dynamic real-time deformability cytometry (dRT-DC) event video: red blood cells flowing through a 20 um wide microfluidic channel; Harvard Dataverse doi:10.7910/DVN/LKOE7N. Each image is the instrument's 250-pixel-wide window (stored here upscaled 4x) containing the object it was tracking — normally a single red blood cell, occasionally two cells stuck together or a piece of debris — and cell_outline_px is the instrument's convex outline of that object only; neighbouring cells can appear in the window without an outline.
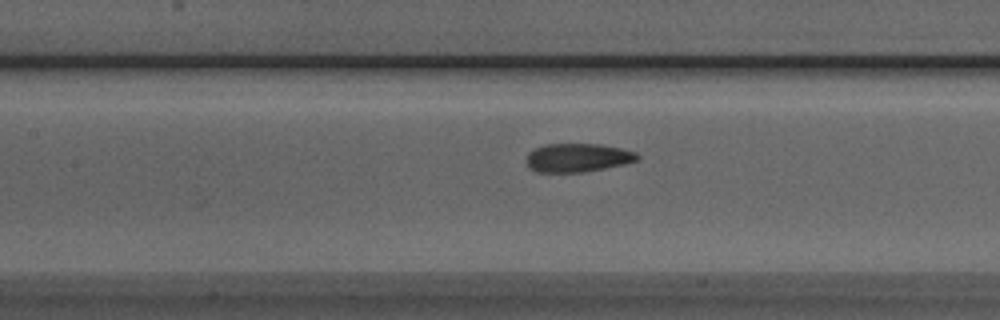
{"species": "Egyptian fruit bat (a non-hibernating species)", "species_latin": "Rousettus aegyptiacus", "temperature_condition": "room temperature", "stored_images_in_passage": 38, "segment_of_instrument_passage": [1, 2], "camera_frame_rate_fps": 3000, "um_per_image_px": 0.085, "animal": {"sex": "male"}, "frame": {"image": 1, "passage_image": 8, "time_ms": 2.333, "image_size_px": [1000, 320], "cell_outline_px": [[640, 160], [624, 164], [584, 172], [536, 172], [528, 168], [524, 160], [528, 152], [544, 144], [600, 144], [620, 148], [636, 152], [640, 156]], "centroid_in_image_um": [49.07, 13.41], "position_along_channel_um": 158.3, "area_um2": 18.73}}
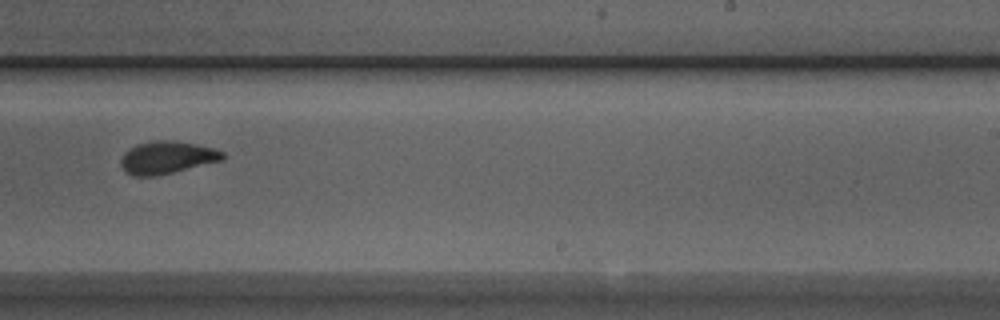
{"frame": {"image": 2, "passage_image": 17, "time_ms": 5.333, "image_size_px": [1000, 320], "cell_outline_px": [[224, 160], [156, 176], [132, 176], [124, 172], [120, 164], [120, 160], [124, 152], [136, 144], [152, 140], [176, 140], [196, 144], [212, 148], [224, 152]], "centroid_in_image_um": [14.16, 13.38], "position_along_channel_um": 274.8, "area_um2": 19.54}}
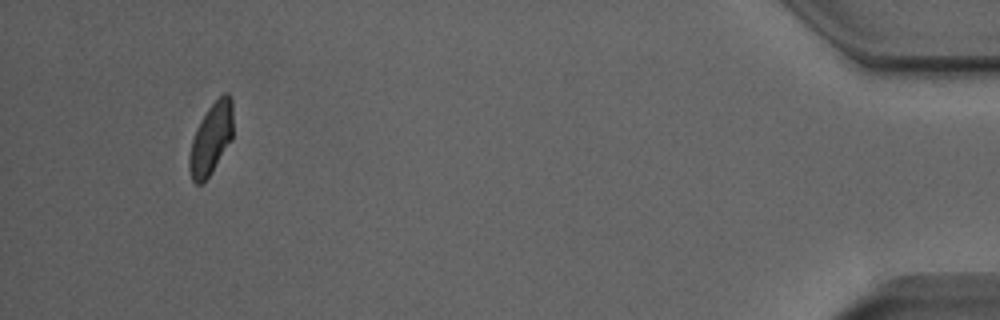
{"frame": {"image": 3, "passage_image": 34, "time_ms": 11.0, "image_size_px": [1000, 320], "cell_outline_px": [[232, 140], [208, 176], [200, 184], [196, 184], [192, 180], [188, 168], [188, 156], [192, 140], [196, 128], [200, 120], [208, 108], [224, 92], [228, 92], [232, 96]], "centroid_in_image_um": [17.93, 11.76], "position_along_channel_um": 417.3, "area_um2": 18.15}}